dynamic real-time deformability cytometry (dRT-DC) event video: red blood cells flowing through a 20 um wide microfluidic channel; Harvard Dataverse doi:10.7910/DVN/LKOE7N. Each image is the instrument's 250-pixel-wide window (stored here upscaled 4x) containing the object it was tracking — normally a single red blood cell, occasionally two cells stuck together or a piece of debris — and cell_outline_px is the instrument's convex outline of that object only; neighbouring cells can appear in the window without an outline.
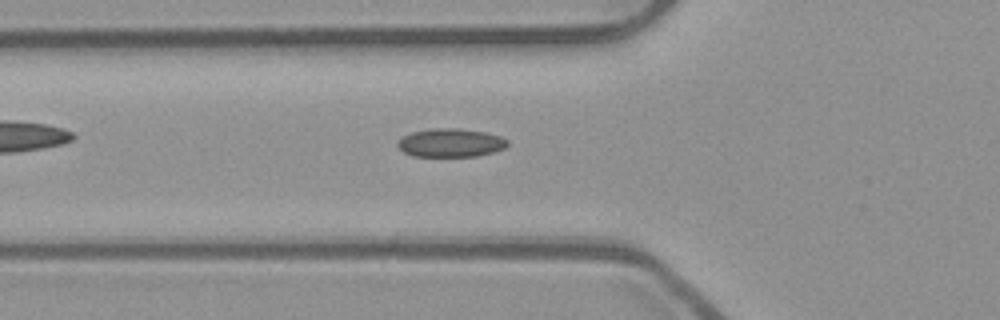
{"species": "common noctule bat (a hibernating species)", "species_latin": "Nyctalus noctula", "temperature_condition": "room temperature", "stored_images_in_passage": 40, "segment_of_instrument_passage": [1, 2], "camera_frame_rate_fps": 3000, "um_per_image_px": 0.085, "animal": {"sex": "male", "body_mass_g": 23.1, "forearm_length_mm": 52.7}, "frame": {"image": 1, "passage_image": 5, "time_ms": 1.333, "image_size_px": [1000, 320], "cell_outline_px": [[508, 144], [504, 148], [492, 152], [476, 156], [412, 156], [404, 152], [396, 144], [404, 136], [412, 132], [432, 128], [456, 128], [484, 132], [500, 136], [508, 140]], "centroid_in_image_um": [38.3, 12.13], "position_along_channel_um": 87.5, "area_um2": 18.03}}
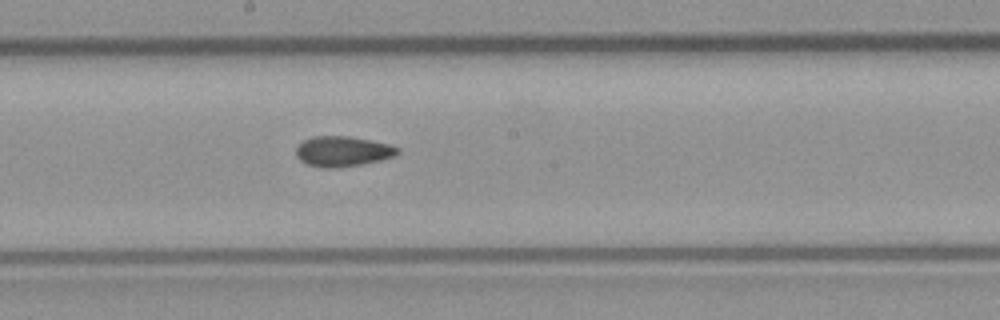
{"frame": {"image": 2, "passage_image": 15, "time_ms": 4.667, "image_size_px": [1000, 320], "cell_outline_px": [[400, 152], [396, 156], [380, 160], [360, 164], [336, 168], [320, 168], [308, 164], [300, 160], [296, 156], [296, 148], [304, 140], [312, 136], [348, 136], [388, 144], [400, 148]], "centroid_in_image_um": [29.12, 12.87], "position_along_channel_um": 219.1, "area_um2": 17.86}}
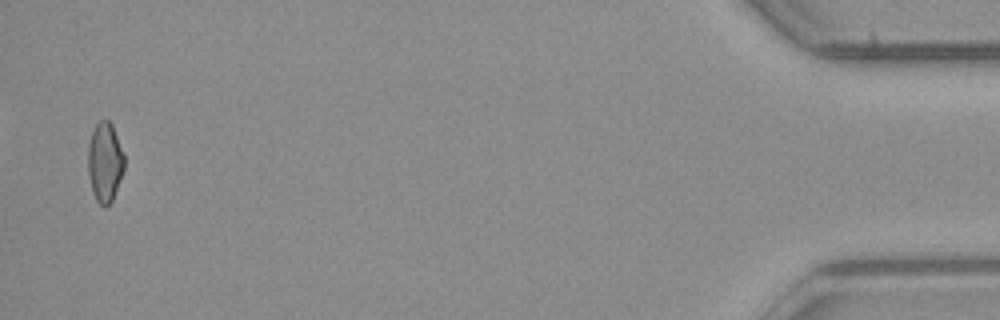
{"frame": {"image": 3, "passage_image": 38, "time_ms": 12.333, "image_size_px": [1000, 320], "cell_outline_px": [[124, 168], [112, 200], [104, 208], [96, 200], [92, 192], [88, 176], [88, 144], [92, 132], [96, 124], [100, 120], [108, 120], [112, 124], [124, 156]], "centroid_in_image_um": [8.89, 13.79], "position_along_channel_um": 426.3, "area_um2": 16.7}}